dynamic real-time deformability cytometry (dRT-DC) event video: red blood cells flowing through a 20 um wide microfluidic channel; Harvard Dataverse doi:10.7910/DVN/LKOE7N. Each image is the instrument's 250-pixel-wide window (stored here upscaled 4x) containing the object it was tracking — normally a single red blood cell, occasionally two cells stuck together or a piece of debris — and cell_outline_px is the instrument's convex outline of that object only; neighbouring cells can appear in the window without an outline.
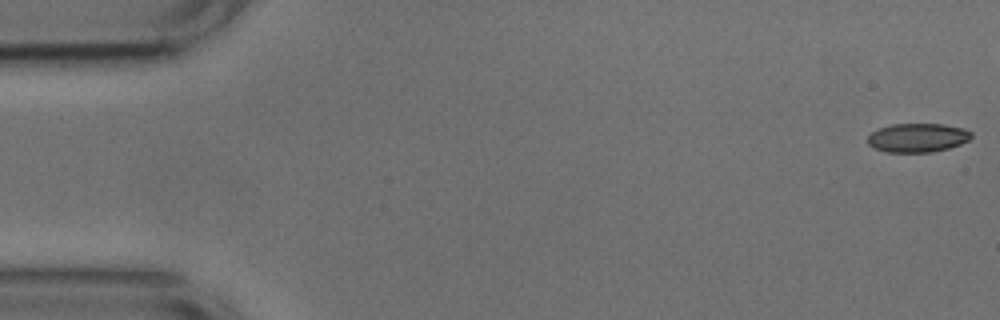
{"species": "common noctule bat (a hibernating species)", "species_latin": "Nyctalus noctula", "temperature_condition": "cold", "stored_images_in_passage": 46, "camera_frame_rate_fps": 3000, "um_per_image_px": 0.085, "animal": {"sex": "male", "body_mass_g": 17.9, "forearm_length_mm": 54.2}, "frame": {"image": 1, "passage_image": 1, "time_ms": 0.0, "image_size_px": [1000, 320], "cell_outline_px": [[972, 136], [968, 140], [960, 144], [948, 148], [932, 152], [888, 152], [872, 148], [868, 144], [868, 136], [872, 132], [880, 128], [892, 124], [944, 124], [964, 128], [972, 132]], "centroid_in_image_um": [78.0, 11.7], "position_along_channel_um": 7.0, "area_um2": 17.46}}
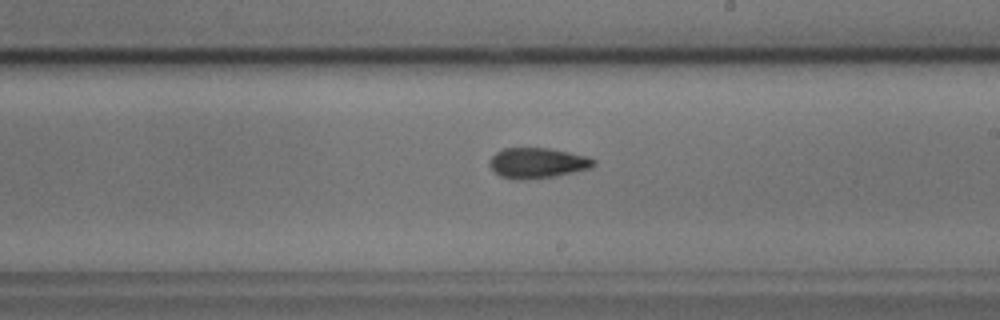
{"frame": {"image": 2, "passage_image": 30, "time_ms": 9.667, "image_size_px": [1000, 320], "cell_outline_px": [[596, 164], [592, 168], [556, 176], [524, 180], [512, 180], [500, 176], [488, 164], [488, 160], [496, 152], [504, 148], [548, 148], [588, 156], [596, 160]], "centroid_in_image_um": [45.68, 13.86], "position_along_channel_um": 243.3, "area_um2": 18.67}}
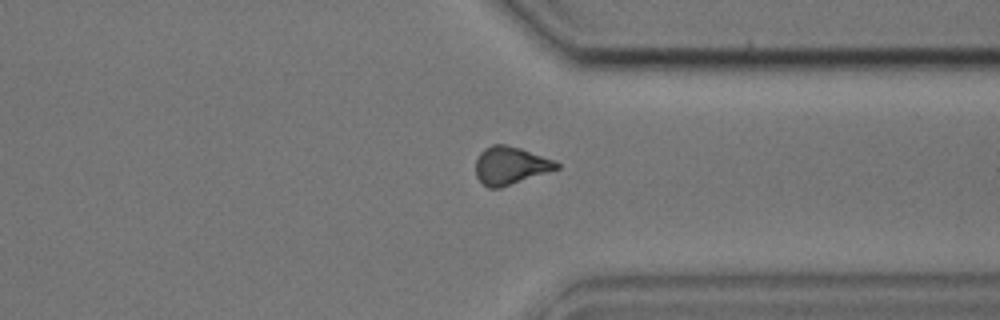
{"frame": {"image": 3, "passage_image": 40, "time_ms": 13.0, "image_size_px": [1000, 320], "cell_outline_px": [[560, 168], [500, 188], [488, 188], [476, 176], [476, 160], [480, 152], [484, 148], [492, 144], [504, 144], [520, 148], [556, 160], [560, 164]], "centroid_in_image_um": [43.4, 14.06], "position_along_channel_um": 368.0, "area_um2": 17.86}}